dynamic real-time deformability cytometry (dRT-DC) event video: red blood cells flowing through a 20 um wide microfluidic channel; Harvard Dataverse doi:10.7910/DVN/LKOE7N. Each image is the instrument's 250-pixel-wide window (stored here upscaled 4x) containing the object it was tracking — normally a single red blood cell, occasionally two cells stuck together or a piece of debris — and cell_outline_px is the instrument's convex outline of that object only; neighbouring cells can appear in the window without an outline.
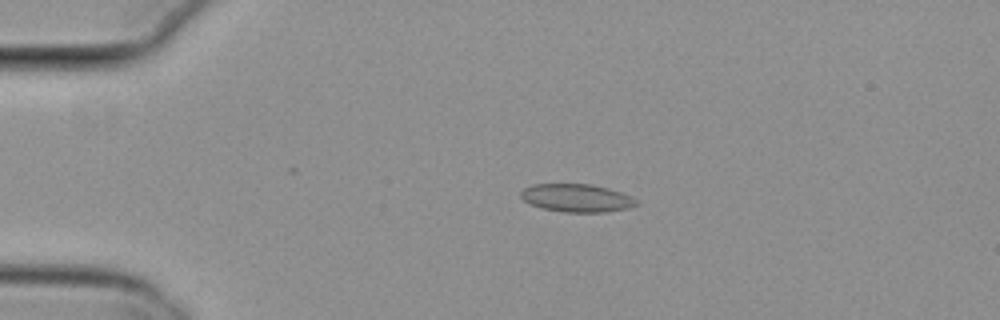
{"species": "common noctule bat (a hibernating species)", "species_latin": "Nyctalus noctula", "temperature_condition": "cold", "stored_images_in_passage": 5, "camera_frame_rate_fps": 3000, "um_per_image_px": 0.085, "animal": {"sex": "female", "body_mass_g": 29.2, "forearm_length_mm": 56.3}, "frame": {"image": 1, "passage_image": 4, "time_ms": 1.0, "image_size_px": [1000, 320], "cell_outline_px": [[640, 204], [628, 208], [604, 212], [564, 212], [540, 208], [524, 200], [520, 196], [520, 192], [524, 188], [532, 184], [592, 184], [608, 188], [632, 196]], "centroid_in_image_um": [49.02, 16.82], "position_along_channel_um": 36.0, "area_um2": 18.9}}